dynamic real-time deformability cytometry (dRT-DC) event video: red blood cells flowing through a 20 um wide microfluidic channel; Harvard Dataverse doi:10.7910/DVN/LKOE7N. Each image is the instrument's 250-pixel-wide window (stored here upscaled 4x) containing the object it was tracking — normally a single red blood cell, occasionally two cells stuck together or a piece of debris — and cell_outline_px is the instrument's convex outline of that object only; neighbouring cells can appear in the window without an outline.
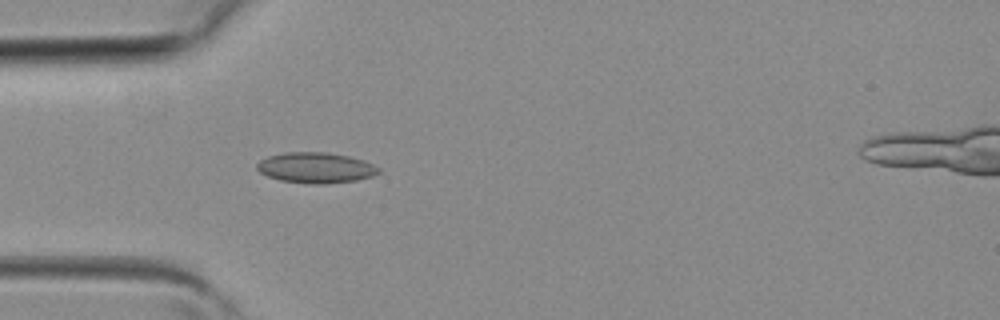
{"species": "common noctule bat (a hibernating species)", "species_latin": "Nyctalus noctula", "temperature_condition": "room temperature", "stored_images_in_passage": 4, "camera_frame_rate_fps": 3000, "um_per_image_px": 0.085, "animal": {"sex": "female", "body_mass_g": 19.3, "forearm_length_mm": 54.1}, "frame": {"image": 1, "passage_image": 3, "time_ms": 0.667, "image_size_px": [1000, 320], "cell_outline_px": [[380, 172], [372, 176], [356, 180], [324, 184], [308, 184], [280, 180], [268, 176], [260, 172], [256, 168], [256, 164], [260, 160], [268, 156], [284, 152], [328, 152], [348, 156], [364, 160], [380, 168]], "centroid_in_image_um": [26.83, 14.25], "position_along_channel_um": 58.2, "area_um2": 21.79}}